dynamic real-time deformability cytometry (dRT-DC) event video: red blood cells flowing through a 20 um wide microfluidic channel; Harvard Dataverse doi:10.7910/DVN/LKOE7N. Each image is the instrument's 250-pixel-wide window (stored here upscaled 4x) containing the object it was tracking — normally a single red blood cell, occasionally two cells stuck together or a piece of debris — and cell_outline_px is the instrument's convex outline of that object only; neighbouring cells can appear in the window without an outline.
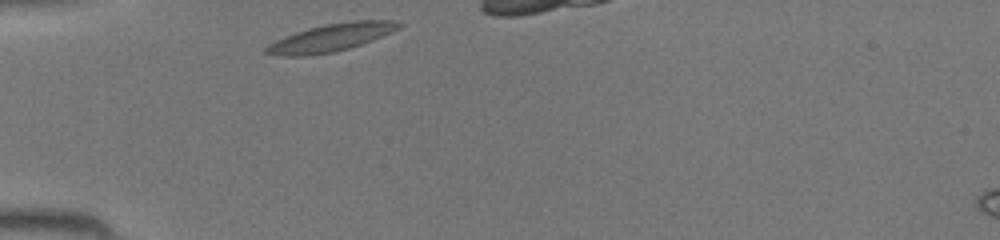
{"species": "common noctule bat (a hibernating species)", "species_latin": "Nyctalus noctula", "temperature_condition": "room temperature", "stored_images_in_passage": 24, "camera_frame_rate_fps": 3000, "um_per_image_px": 0.085, "animal": {"sex": "female", "body_mass_g": 19.5, "forearm_length_mm": 54.1}, "frame": {"image": 1, "passage_image": 1, "time_ms": 0.0, "image_size_px": [1000, 240], "cell_outline_px": [[404, 24], [400, 28], [372, 40], [336, 52], [304, 56], [276, 56], [264, 52], [264, 48], [268, 44], [284, 36], [308, 28], [324, 24], [352, 20], [396, 20]], "centroid_in_image_um": [28.12, 3.19], "position_along_channel_um": 56.9, "area_um2": 21.5}}
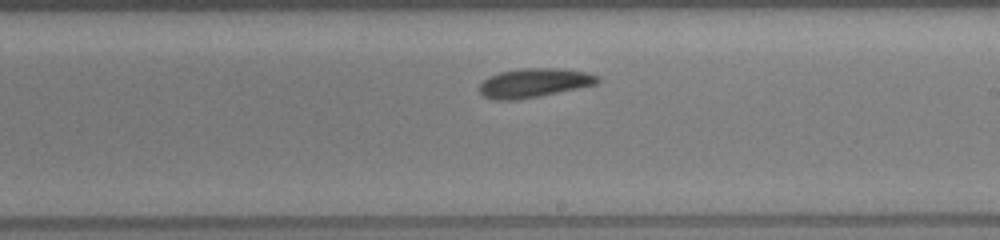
{"frame": {"image": 2, "passage_image": 14, "time_ms": 4.333, "image_size_px": [1000, 240], "cell_outline_px": [[600, 80], [596, 84], [540, 96], [516, 100], [496, 100], [484, 96], [480, 92], [480, 84], [488, 76], [500, 72], [520, 68], [556, 68], [588, 72], [600, 76]], "centroid_in_image_um": [45.4, 7.04], "position_along_channel_um": 243.6, "area_um2": 20.0}}
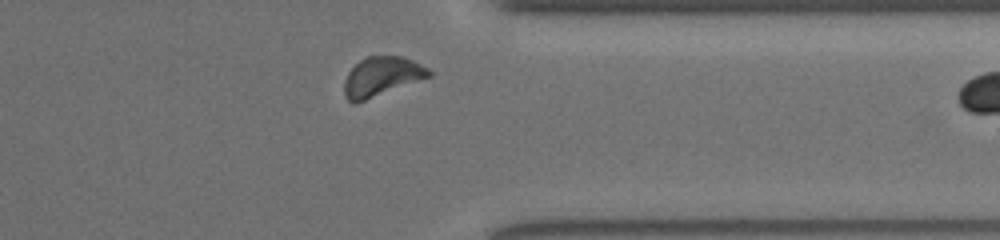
{"frame": {"image": 3, "passage_image": 23, "time_ms": 7.333, "image_size_px": [1000, 240], "cell_outline_px": [[432, 76], [356, 104], [352, 104], [344, 96], [344, 80], [348, 72], [360, 60], [368, 56], [400, 56], [412, 60], [428, 68], [432, 72]], "centroid_in_image_um": [32.43, 6.53], "position_along_channel_um": 379.0, "area_um2": 19.54}}